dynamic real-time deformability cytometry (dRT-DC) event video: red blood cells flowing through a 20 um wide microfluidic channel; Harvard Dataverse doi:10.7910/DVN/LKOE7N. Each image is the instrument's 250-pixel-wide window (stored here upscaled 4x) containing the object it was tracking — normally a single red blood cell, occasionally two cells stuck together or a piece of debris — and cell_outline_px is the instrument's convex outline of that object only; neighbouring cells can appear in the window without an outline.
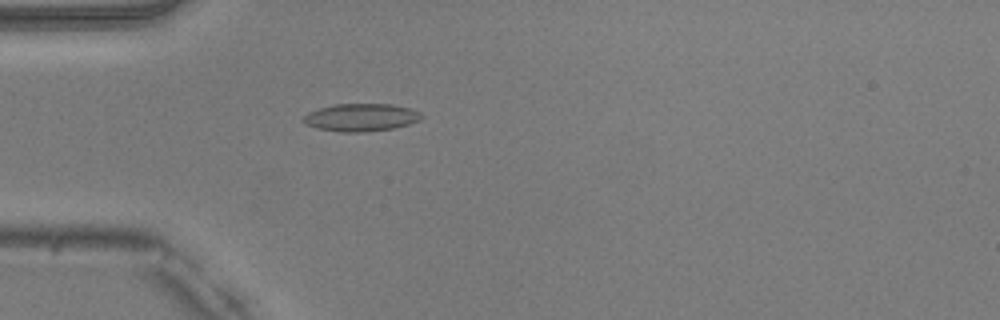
{"species": "common noctule bat (a hibernating species)", "species_latin": "Nyctalus noctula", "temperature_condition": "warm", "stored_images_in_passage": 32, "camera_frame_rate_fps": 3000, "um_per_image_px": 0.085, "animal": {"sex": "male", "body_mass_g": 20.5, "forearm_length_mm": 52.5}, "frame": {"image": 1, "passage_image": 7, "time_ms": 2.0, "image_size_px": [1000, 320], "cell_outline_px": [[424, 116], [420, 120], [408, 124], [392, 128], [360, 132], [340, 132], [316, 128], [304, 124], [300, 120], [308, 112], [332, 104], [392, 104], [408, 108], [420, 112]], "centroid_in_image_um": [30.64, 9.98], "position_along_channel_um": 54.4, "area_um2": 19.07}}
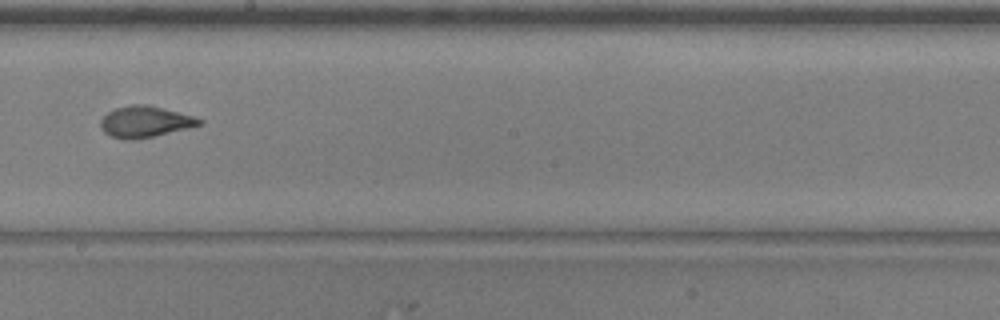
{"frame": {"image": 2, "passage_image": 21, "time_ms": 6.667, "image_size_px": [1000, 320], "cell_outline_px": [[204, 124], [188, 128], [152, 136], [128, 140], [108, 136], [100, 128], [100, 120], [108, 112], [116, 108], [128, 104], [148, 104], [192, 116], [204, 120]], "centroid_in_image_um": [12.3, 10.34], "position_along_channel_um": 235.9, "area_um2": 17.92}}
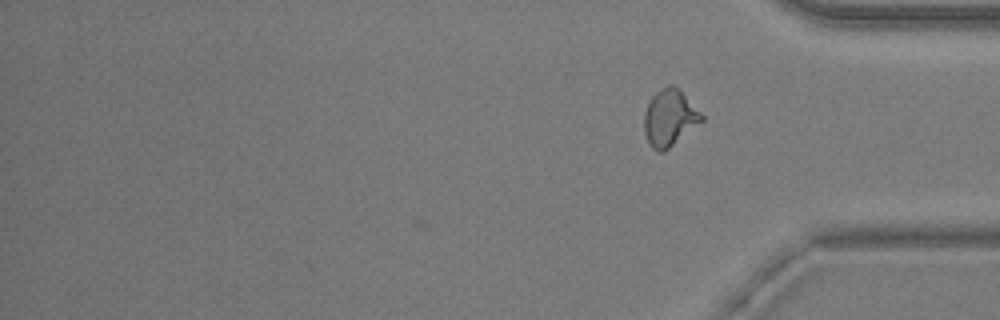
{"frame": {"image": 3, "passage_image": 32, "time_ms": 10.333, "image_size_px": [1000, 320], "cell_outline_px": [[704, 120], [664, 152], [656, 152], [648, 144], [644, 132], [644, 112], [652, 96], [656, 92], [668, 84], [672, 84], [680, 88], [704, 116]], "centroid_in_image_um": [56.91, 10.01], "position_along_channel_um": 378.3, "area_um2": 19.19}, "authors_computed_cell_mechanics": {"area_um2": 17.9469, "velocity_mm_per_s": 4.0281, "shape_relaxation_time_tau1_ms": 10.7171, "shape_relaxation_time_tau2_ms": 0.9161, "deformation_change_tau1": 0.2714, "deformation_change_tau2": 0.0671}}